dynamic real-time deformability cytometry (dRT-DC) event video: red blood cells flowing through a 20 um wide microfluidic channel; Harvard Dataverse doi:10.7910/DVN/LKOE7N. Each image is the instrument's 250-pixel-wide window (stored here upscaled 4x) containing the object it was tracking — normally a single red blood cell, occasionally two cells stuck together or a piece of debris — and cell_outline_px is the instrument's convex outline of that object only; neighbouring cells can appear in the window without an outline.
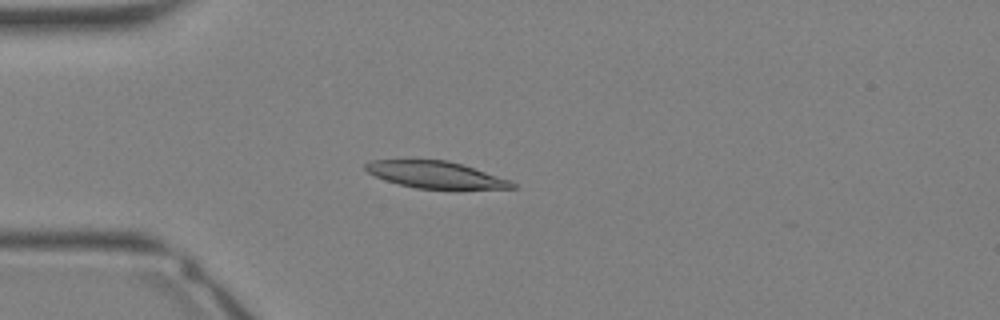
{"species": "Egyptian fruit bat (a non-hibernating species)", "species_latin": "Rousettus aegyptiacus", "temperature_condition": "warm", "stored_images_in_passage": 36, "camera_frame_rate_fps": 3000, "um_per_image_px": 0.085, "animal": {"sex": "female"}, "frame": {"image": 1, "passage_image": 10, "time_ms": 3.0, "image_size_px": [1000, 320], "cell_outline_px": [[516, 188], [416, 188], [384, 180], [368, 172], [364, 168], [364, 164], [372, 160], [448, 160], [512, 180], [516, 184]], "centroid_in_image_um": [37.01, 14.84], "position_along_channel_um": 48.0, "area_um2": 22.54}}
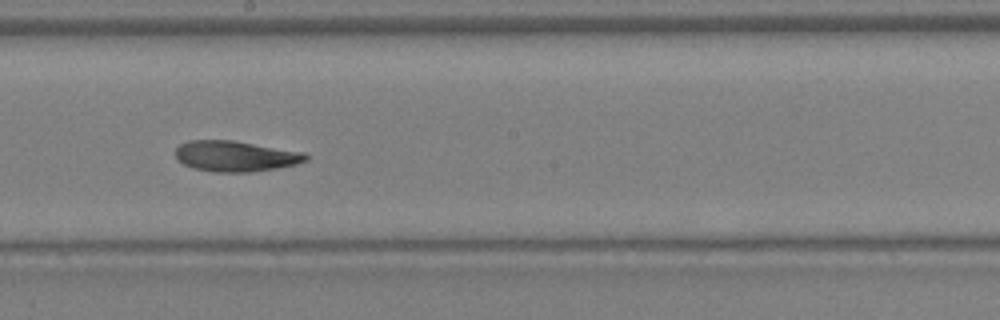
{"frame": {"image": 2, "passage_image": 20, "time_ms": 6.333, "image_size_px": [1000, 320], "cell_outline_px": [[308, 160], [296, 164], [276, 168], [252, 172], [216, 172], [196, 168], [184, 164], [176, 156], [176, 148], [180, 144], [188, 140], [232, 140], [304, 152], [308, 156]], "centroid_in_image_um": [20.04, 13.27], "position_along_channel_um": 228.2, "area_um2": 23.12}}
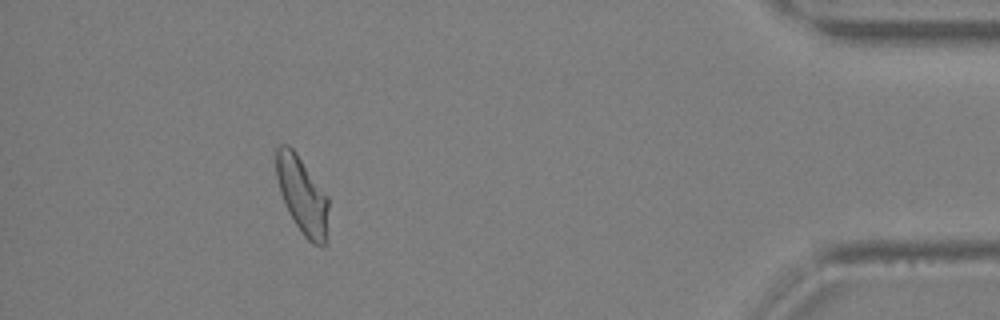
{"frame": {"image": 3, "passage_image": 32, "time_ms": 10.333, "image_size_px": [1000, 320], "cell_outline_px": [[328, 208], [324, 248], [312, 244], [304, 236], [296, 224], [280, 192], [276, 176], [276, 148], [280, 144], [288, 144], [296, 152], [328, 196]], "centroid_in_image_um": [25.69, 16.57], "position_along_channel_um": 409.5, "area_um2": 23.12}}